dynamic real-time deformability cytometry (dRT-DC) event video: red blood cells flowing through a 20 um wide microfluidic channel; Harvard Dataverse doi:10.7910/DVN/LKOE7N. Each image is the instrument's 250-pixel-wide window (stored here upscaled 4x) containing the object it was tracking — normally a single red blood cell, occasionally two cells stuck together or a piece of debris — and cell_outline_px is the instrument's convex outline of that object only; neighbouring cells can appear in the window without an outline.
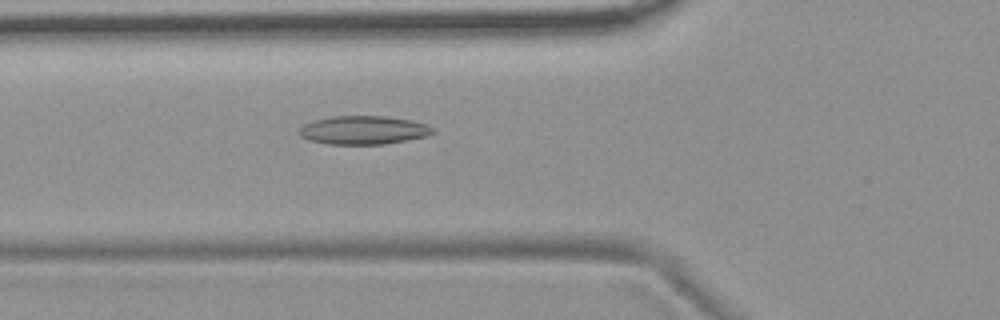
{"species": "common noctule bat (a hibernating species)", "species_latin": "Nyctalus noctula", "temperature_condition": "room temperature", "stored_images_in_passage": 39, "camera_frame_rate_fps": 3000, "um_per_image_px": 0.085, "animal": {"sex": "female", "body_mass_g": 19.9}, "frame": {"image": 1, "passage_image": 5, "time_ms": 1.333, "image_size_px": [1000, 320], "cell_outline_px": [[432, 132], [428, 136], [384, 144], [328, 144], [312, 140], [300, 136], [300, 128], [304, 124], [316, 120], [332, 116], [384, 116], [412, 120], [428, 124], [432, 128]], "centroid_in_image_um": [30.92, 11.05], "position_along_channel_um": 94.9, "area_um2": 21.96}}
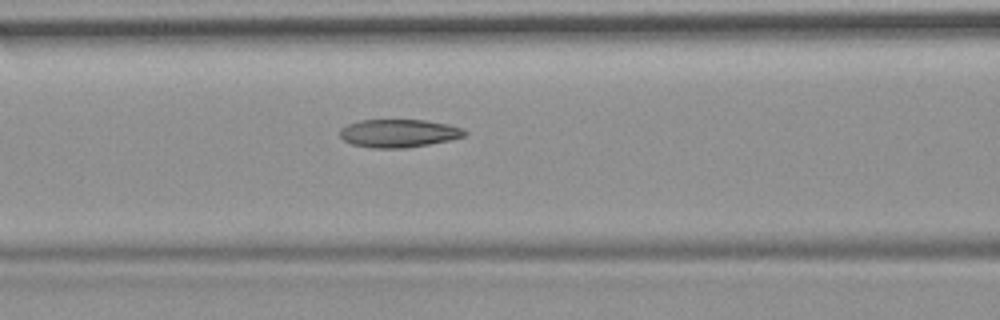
{"frame": {"image": 2, "passage_image": 8, "time_ms": 2.333, "image_size_px": [1000, 320], "cell_outline_px": [[468, 132], [464, 136], [448, 140], [408, 148], [368, 148], [352, 144], [344, 140], [340, 136], [340, 128], [348, 124], [360, 120], [424, 120], [448, 124], [464, 128]], "centroid_in_image_um": [33.88, 11.33], "position_along_channel_um": 132.7, "area_um2": 20.46}}
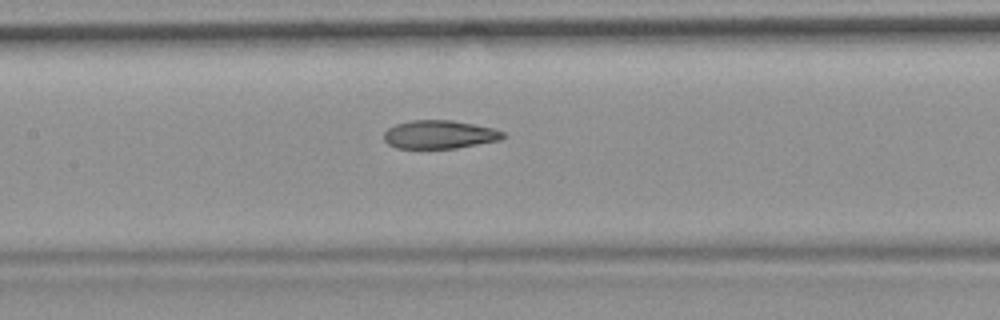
{"frame": {"image": 3, "passage_image": 11, "time_ms": 3.333, "image_size_px": [1000, 320], "cell_outline_px": [[504, 136], [500, 140], [456, 148], [396, 148], [388, 144], [384, 140], [384, 132], [388, 128], [396, 124], [412, 120], [452, 120], [492, 128], [504, 132]], "centroid_in_image_um": [37.32, 11.43], "position_along_channel_um": 170.1, "area_um2": 19.54}, "authors_computed_cell_mechanics": {"area_um2": 20.5768, "velocity_mm_per_s": 3.7308, "shape_relaxation_time_tau1_ms": null, "shape_relaxation_time_tau2_ms": 2.6219, "deformation_change_tau1": null, "deformation_change_tau2": 0.098}}